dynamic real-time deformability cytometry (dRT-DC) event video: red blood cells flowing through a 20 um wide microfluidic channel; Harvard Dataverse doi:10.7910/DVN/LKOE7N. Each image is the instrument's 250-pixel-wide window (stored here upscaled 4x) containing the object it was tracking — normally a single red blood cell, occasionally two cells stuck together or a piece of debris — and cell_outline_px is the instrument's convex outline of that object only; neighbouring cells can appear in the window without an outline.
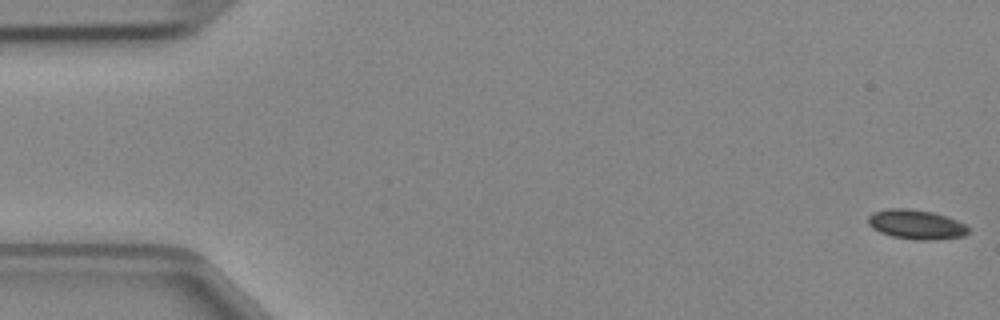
{"species": "Egyptian fruit bat (a non-hibernating species)", "species_latin": "Rousettus aegyptiacus", "temperature_condition": "cold", "stored_images_in_passage": 47, "camera_frame_rate_fps": 3000, "um_per_image_px": 0.085, "animal": {"sex": "female"}, "frame": {"image": 1, "passage_image": 1, "time_ms": 0.0, "image_size_px": [1000, 320], "cell_outline_px": [[968, 232], [964, 236], [932, 240], [916, 240], [892, 236], [880, 232], [872, 228], [868, 224], [868, 216], [872, 212], [888, 208], [908, 208], [932, 212], [948, 216], [964, 224], [968, 228]], "centroid_in_image_um": [77.85, 19.07], "position_along_channel_um": 7.2, "area_um2": 17.28}}
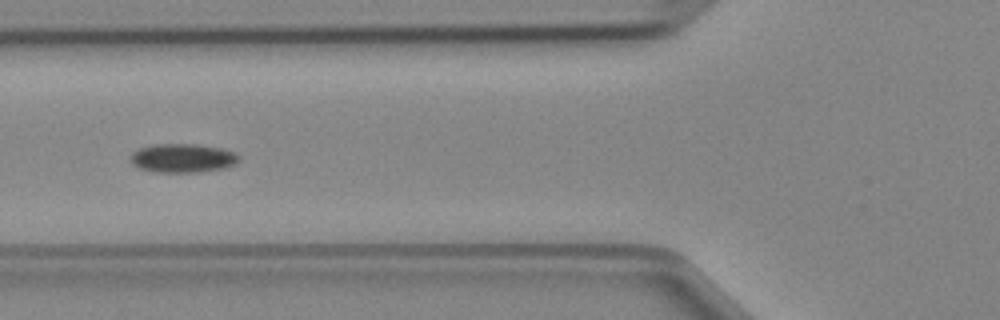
{"frame": {"image": 2, "passage_image": 18, "time_ms": 5.667, "image_size_px": [1000, 320], "cell_outline_px": [[240, 160], [236, 164], [224, 168], [200, 172], [156, 172], [140, 168], [132, 164], [128, 160], [132, 152], [140, 148], [152, 144], [196, 144], [220, 148], [236, 152], [240, 156]], "centroid_in_image_um": [15.53, 13.44], "position_along_channel_um": 110.3, "area_um2": 18.44}}
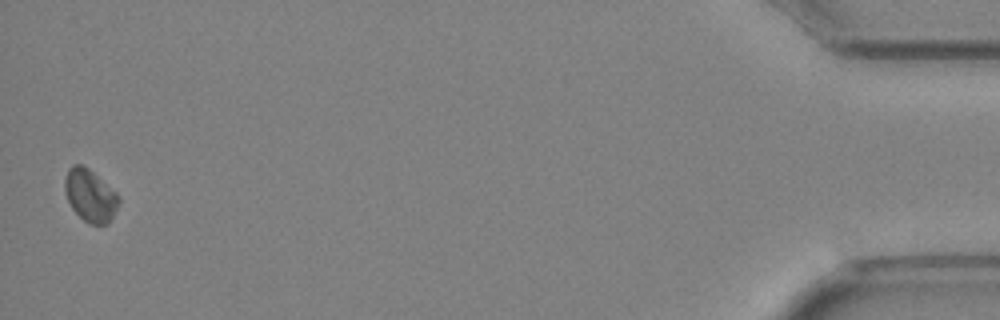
{"frame": {"image": 3, "passage_image": 47, "time_ms": 15.333, "image_size_px": [1000, 320], "cell_outline_px": [[120, 200], [108, 224], [88, 224], [72, 208], [64, 192], [64, 180], [68, 168], [72, 164], [80, 164], [88, 168], [116, 192], [120, 196]], "centroid_in_image_um": [7.64, 16.6], "position_along_channel_um": 427.6, "area_um2": 16.36}}